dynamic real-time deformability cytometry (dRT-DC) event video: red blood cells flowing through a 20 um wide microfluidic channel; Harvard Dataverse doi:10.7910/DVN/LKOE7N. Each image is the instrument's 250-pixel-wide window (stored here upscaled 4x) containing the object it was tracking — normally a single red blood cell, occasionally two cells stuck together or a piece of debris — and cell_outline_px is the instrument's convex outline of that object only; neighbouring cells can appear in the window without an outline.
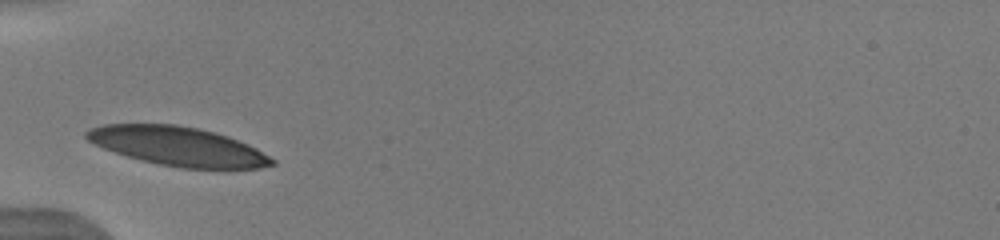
{"species": "human", "species_latin": "Homo sapiens", "temperature_condition": "warm", "stored_images_in_passage": 22, "camera_frame_rate_fps": 3000, "um_per_image_px": 0.085, "donor": {"sex": "male"}, "frame": {"image": 1, "passage_image": 1, "time_ms": 0.0, "image_size_px": [1000, 240], "cell_outline_px": [[276, 164], [260, 168], [184, 168], [160, 164], [140, 160], [104, 148], [88, 140], [84, 136], [84, 132], [92, 128], [104, 124], [176, 124], [216, 132], [228, 136], [248, 144], [256, 148], [276, 160]], "centroid_in_image_um": [15.15, 12.43], "position_along_channel_um": 69.8, "area_um2": 41.85}}
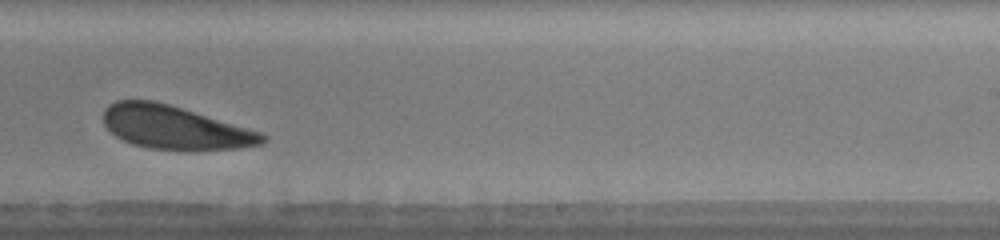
{"frame": {"image": 2, "passage_image": 14, "time_ms": 5.333, "image_size_px": [1000, 240], "cell_outline_px": [[268, 140], [264, 144], [240, 148], [148, 148], [132, 144], [116, 136], [104, 124], [104, 108], [108, 104], [116, 100], [152, 100], [168, 104], [260, 132], [268, 136]], "centroid_in_image_um": [14.83, 10.81], "position_along_channel_um": 274.2, "area_um2": 39.19}, "authors_computed_cell_mechanics": {"area_um2": 41.7894, "velocity_mm_per_s": 3.8785, "shape_relaxation_time_tau1_ms": 2.4206, "shape_relaxation_time_tau2_ms": 8.8727, "deformation_change_tau1": 0.1058, "deformation_change_tau2": 0.1775}}